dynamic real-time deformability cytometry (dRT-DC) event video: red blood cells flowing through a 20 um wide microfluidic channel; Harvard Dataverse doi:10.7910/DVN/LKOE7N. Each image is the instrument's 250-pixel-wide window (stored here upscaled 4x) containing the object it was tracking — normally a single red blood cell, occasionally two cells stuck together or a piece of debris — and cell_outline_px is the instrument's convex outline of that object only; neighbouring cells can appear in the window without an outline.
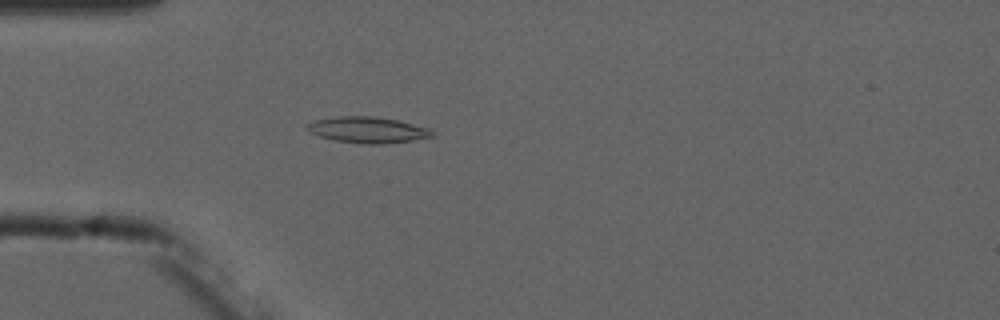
{"species": "common noctule bat (a hibernating species)", "species_latin": "Nyctalus noctula", "temperature_condition": "cold", "stored_images_in_passage": 4, "camera_frame_rate_fps": 3000, "um_per_image_px": 0.085, "animal": {"sex": "male", "forearm_length_mm": 52.5}, "frame": {"image": 1, "passage_image": 4, "time_ms": 3.667, "image_size_px": [1000, 320], "cell_outline_px": [[436, 136], [412, 140], [380, 144], [364, 144], [336, 140], [320, 136], [308, 132], [304, 128], [304, 124], [312, 120], [340, 116], [372, 116], [396, 120], [428, 128], [436, 132]], "centroid_in_image_um": [31.2, 11.03], "position_along_channel_um": 53.8, "area_um2": 19.07}}